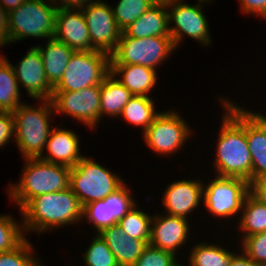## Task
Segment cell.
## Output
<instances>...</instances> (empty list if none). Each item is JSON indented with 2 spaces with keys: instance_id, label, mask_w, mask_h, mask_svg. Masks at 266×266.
<instances>
[{
  "instance_id": "e575fe53",
  "label": "cell",
  "mask_w": 266,
  "mask_h": 266,
  "mask_svg": "<svg viewBox=\"0 0 266 266\" xmlns=\"http://www.w3.org/2000/svg\"><path fill=\"white\" fill-rule=\"evenodd\" d=\"M177 259L174 253L148 244L133 266H179Z\"/></svg>"
},
{
  "instance_id": "f1b7e54d",
  "label": "cell",
  "mask_w": 266,
  "mask_h": 266,
  "mask_svg": "<svg viewBox=\"0 0 266 266\" xmlns=\"http://www.w3.org/2000/svg\"><path fill=\"white\" fill-rule=\"evenodd\" d=\"M154 103L152 97L133 95L122 109L119 119L121 117L129 125L141 127V132L143 133L161 112L155 108Z\"/></svg>"
},
{
  "instance_id": "3957f363",
  "label": "cell",
  "mask_w": 266,
  "mask_h": 266,
  "mask_svg": "<svg viewBox=\"0 0 266 266\" xmlns=\"http://www.w3.org/2000/svg\"><path fill=\"white\" fill-rule=\"evenodd\" d=\"M20 179L9 184L6 192L19 210L34 197L70 187L71 168L40 158H24Z\"/></svg>"
},
{
  "instance_id": "60d3db41",
  "label": "cell",
  "mask_w": 266,
  "mask_h": 266,
  "mask_svg": "<svg viewBox=\"0 0 266 266\" xmlns=\"http://www.w3.org/2000/svg\"><path fill=\"white\" fill-rule=\"evenodd\" d=\"M250 192L266 205V177L255 180L250 185Z\"/></svg>"
},
{
  "instance_id": "d4e9b609",
  "label": "cell",
  "mask_w": 266,
  "mask_h": 266,
  "mask_svg": "<svg viewBox=\"0 0 266 266\" xmlns=\"http://www.w3.org/2000/svg\"><path fill=\"white\" fill-rule=\"evenodd\" d=\"M132 97L133 94L109 73L101 83L100 120H104L103 116L119 118L122 109Z\"/></svg>"
},
{
  "instance_id": "6da1fadb",
  "label": "cell",
  "mask_w": 266,
  "mask_h": 266,
  "mask_svg": "<svg viewBox=\"0 0 266 266\" xmlns=\"http://www.w3.org/2000/svg\"><path fill=\"white\" fill-rule=\"evenodd\" d=\"M223 106L220 130L212 160L217 176L241 178L252 184V158L246 139V108L228 97H218Z\"/></svg>"
},
{
  "instance_id": "f6af8a7d",
  "label": "cell",
  "mask_w": 266,
  "mask_h": 266,
  "mask_svg": "<svg viewBox=\"0 0 266 266\" xmlns=\"http://www.w3.org/2000/svg\"><path fill=\"white\" fill-rule=\"evenodd\" d=\"M197 1L205 2V3H208V4H210L211 2H214V1H212V0H197Z\"/></svg>"
},
{
  "instance_id": "7c38bea8",
  "label": "cell",
  "mask_w": 266,
  "mask_h": 266,
  "mask_svg": "<svg viewBox=\"0 0 266 266\" xmlns=\"http://www.w3.org/2000/svg\"><path fill=\"white\" fill-rule=\"evenodd\" d=\"M101 85H92L78 91H53L51 99L55 114L66 115L97 130L100 122Z\"/></svg>"
},
{
  "instance_id": "d590c367",
  "label": "cell",
  "mask_w": 266,
  "mask_h": 266,
  "mask_svg": "<svg viewBox=\"0 0 266 266\" xmlns=\"http://www.w3.org/2000/svg\"><path fill=\"white\" fill-rule=\"evenodd\" d=\"M240 249L253 261L266 266V231L245 237Z\"/></svg>"
},
{
  "instance_id": "8992f818",
  "label": "cell",
  "mask_w": 266,
  "mask_h": 266,
  "mask_svg": "<svg viewBox=\"0 0 266 266\" xmlns=\"http://www.w3.org/2000/svg\"><path fill=\"white\" fill-rule=\"evenodd\" d=\"M175 50L171 36L134 38L122 32L116 50L110 55V65L135 64L157 70Z\"/></svg>"
},
{
  "instance_id": "52a82bcc",
  "label": "cell",
  "mask_w": 266,
  "mask_h": 266,
  "mask_svg": "<svg viewBox=\"0 0 266 266\" xmlns=\"http://www.w3.org/2000/svg\"><path fill=\"white\" fill-rule=\"evenodd\" d=\"M57 7L50 0H26L9 12L12 43L26 38L51 39L55 35Z\"/></svg>"
},
{
  "instance_id": "e0dca14e",
  "label": "cell",
  "mask_w": 266,
  "mask_h": 266,
  "mask_svg": "<svg viewBox=\"0 0 266 266\" xmlns=\"http://www.w3.org/2000/svg\"><path fill=\"white\" fill-rule=\"evenodd\" d=\"M162 214L159 212L153 214L149 244L178 256L180 249L187 245L189 238H192L189 219Z\"/></svg>"
},
{
  "instance_id": "44dd1931",
  "label": "cell",
  "mask_w": 266,
  "mask_h": 266,
  "mask_svg": "<svg viewBox=\"0 0 266 266\" xmlns=\"http://www.w3.org/2000/svg\"><path fill=\"white\" fill-rule=\"evenodd\" d=\"M98 235L106 242L119 266H133L148 245L126 235L118 224L104 228Z\"/></svg>"
},
{
  "instance_id": "484cf974",
  "label": "cell",
  "mask_w": 266,
  "mask_h": 266,
  "mask_svg": "<svg viewBox=\"0 0 266 266\" xmlns=\"http://www.w3.org/2000/svg\"><path fill=\"white\" fill-rule=\"evenodd\" d=\"M221 244L202 242L193 244L189 250L188 266H230L232 258L238 251L226 249Z\"/></svg>"
},
{
  "instance_id": "9c48e42d",
  "label": "cell",
  "mask_w": 266,
  "mask_h": 266,
  "mask_svg": "<svg viewBox=\"0 0 266 266\" xmlns=\"http://www.w3.org/2000/svg\"><path fill=\"white\" fill-rule=\"evenodd\" d=\"M189 123L175 110H161L142 138L152 152L160 156H172L186 146L194 134ZM189 138V139H188ZM185 145V146H184Z\"/></svg>"
},
{
  "instance_id": "4316f807",
  "label": "cell",
  "mask_w": 266,
  "mask_h": 266,
  "mask_svg": "<svg viewBox=\"0 0 266 266\" xmlns=\"http://www.w3.org/2000/svg\"><path fill=\"white\" fill-rule=\"evenodd\" d=\"M236 223L239 232L243 233L239 243L247 236L265 232L266 205L249 192Z\"/></svg>"
},
{
  "instance_id": "ac0fdd59",
  "label": "cell",
  "mask_w": 266,
  "mask_h": 266,
  "mask_svg": "<svg viewBox=\"0 0 266 266\" xmlns=\"http://www.w3.org/2000/svg\"><path fill=\"white\" fill-rule=\"evenodd\" d=\"M54 38L74 51L96 50L90 41L89 31L81 9H57Z\"/></svg>"
},
{
  "instance_id": "f546056e",
  "label": "cell",
  "mask_w": 266,
  "mask_h": 266,
  "mask_svg": "<svg viewBox=\"0 0 266 266\" xmlns=\"http://www.w3.org/2000/svg\"><path fill=\"white\" fill-rule=\"evenodd\" d=\"M139 208L140 206L137 203L117 224L126 235L143 240L149 244L153 214L145 213L146 210H143L144 208Z\"/></svg>"
},
{
  "instance_id": "d6986e66",
  "label": "cell",
  "mask_w": 266,
  "mask_h": 266,
  "mask_svg": "<svg viewBox=\"0 0 266 266\" xmlns=\"http://www.w3.org/2000/svg\"><path fill=\"white\" fill-rule=\"evenodd\" d=\"M76 133L72 129L63 128L61 124L59 127L54 125L46 142V153L39 158L50 163L74 167L85 156L80 151V137Z\"/></svg>"
},
{
  "instance_id": "8d00e7d4",
  "label": "cell",
  "mask_w": 266,
  "mask_h": 266,
  "mask_svg": "<svg viewBox=\"0 0 266 266\" xmlns=\"http://www.w3.org/2000/svg\"><path fill=\"white\" fill-rule=\"evenodd\" d=\"M15 139V126L13 113L0 111V148L3 149L10 141Z\"/></svg>"
},
{
  "instance_id": "7a4b0ae2",
  "label": "cell",
  "mask_w": 266,
  "mask_h": 266,
  "mask_svg": "<svg viewBox=\"0 0 266 266\" xmlns=\"http://www.w3.org/2000/svg\"><path fill=\"white\" fill-rule=\"evenodd\" d=\"M19 212L25 236L33 232L40 236L53 229L83 222V207L71 187L34 197Z\"/></svg>"
},
{
  "instance_id": "5b68a950",
  "label": "cell",
  "mask_w": 266,
  "mask_h": 266,
  "mask_svg": "<svg viewBox=\"0 0 266 266\" xmlns=\"http://www.w3.org/2000/svg\"><path fill=\"white\" fill-rule=\"evenodd\" d=\"M111 171L86 155L71 168L70 187L82 207L105 199L125 183L120 174Z\"/></svg>"
},
{
  "instance_id": "cb8c5ba5",
  "label": "cell",
  "mask_w": 266,
  "mask_h": 266,
  "mask_svg": "<svg viewBox=\"0 0 266 266\" xmlns=\"http://www.w3.org/2000/svg\"><path fill=\"white\" fill-rule=\"evenodd\" d=\"M123 32L134 38L170 36L167 6L154 4Z\"/></svg>"
},
{
  "instance_id": "2e32d148",
  "label": "cell",
  "mask_w": 266,
  "mask_h": 266,
  "mask_svg": "<svg viewBox=\"0 0 266 266\" xmlns=\"http://www.w3.org/2000/svg\"><path fill=\"white\" fill-rule=\"evenodd\" d=\"M198 179L184 178L168 184L161 195L164 213L190 219L191 213L202 207L204 179Z\"/></svg>"
},
{
  "instance_id": "83f0119b",
  "label": "cell",
  "mask_w": 266,
  "mask_h": 266,
  "mask_svg": "<svg viewBox=\"0 0 266 266\" xmlns=\"http://www.w3.org/2000/svg\"><path fill=\"white\" fill-rule=\"evenodd\" d=\"M20 91L12 63L6 55L0 54V111L13 112L19 105L25 103L21 102Z\"/></svg>"
},
{
  "instance_id": "5bb4252c",
  "label": "cell",
  "mask_w": 266,
  "mask_h": 266,
  "mask_svg": "<svg viewBox=\"0 0 266 266\" xmlns=\"http://www.w3.org/2000/svg\"><path fill=\"white\" fill-rule=\"evenodd\" d=\"M88 27L92 46L111 55L117 48L122 31L119 29L111 5L100 0L81 8Z\"/></svg>"
},
{
  "instance_id": "836d02e7",
  "label": "cell",
  "mask_w": 266,
  "mask_h": 266,
  "mask_svg": "<svg viewBox=\"0 0 266 266\" xmlns=\"http://www.w3.org/2000/svg\"><path fill=\"white\" fill-rule=\"evenodd\" d=\"M94 235L83 254L82 266H119L106 242L98 234Z\"/></svg>"
},
{
  "instance_id": "9a60e30c",
  "label": "cell",
  "mask_w": 266,
  "mask_h": 266,
  "mask_svg": "<svg viewBox=\"0 0 266 266\" xmlns=\"http://www.w3.org/2000/svg\"><path fill=\"white\" fill-rule=\"evenodd\" d=\"M19 88H24L28 97L37 100H51L53 87L49 84L40 51L36 46L27 50L26 55L13 66ZM35 99V100H34Z\"/></svg>"
},
{
  "instance_id": "4fadbf2b",
  "label": "cell",
  "mask_w": 266,
  "mask_h": 266,
  "mask_svg": "<svg viewBox=\"0 0 266 266\" xmlns=\"http://www.w3.org/2000/svg\"><path fill=\"white\" fill-rule=\"evenodd\" d=\"M133 190L124 183L118 190L105 199L93 201L83 207L84 223L87 220L94 228L95 234L104 228L117 224L136 204L132 197Z\"/></svg>"
},
{
  "instance_id": "1f68e13d",
  "label": "cell",
  "mask_w": 266,
  "mask_h": 266,
  "mask_svg": "<svg viewBox=\"0 0 266 266\" xmlns=\"http://www.w3.org/2000/svg\"><path fill=\"white\" fill-rule=\"evenodd\" d=\"M28 239L26 237L13 250L0 253V266H43L42 260L35 254L34 245Z\"/></svg>"
},
{
  "instance_id": "b9f144b4",
  "label": "cell",
  "mask_w": 266,
  "mask_h": 266,
  "mask_svg": "<svg viewBox=\"0 0 266 266\" xmlns=\"http://www.w3.org/2000/svg\"><path fill=\"white\" fill-rule=\"evenodd\" d=\"M230 266H262L248 257L242 250L239 251L230 263Z\"/></svg>"
},
{
  "instance_id": "ffe728a7",
  "label": "cell",
  "mask_w": 266,
  "mask_h": 266,
  "mask_svg": "<svg viewBox=\"0 0 266 266\" xmlns=\"http://www.w3.org/2000/svg\"><path fill=\"white\" fill-rule=\"evenodd\" d=\"M246 139L252 158V183L266 177V115L246 109Z\"/></svg>"
},
{
  "instance_id": "277c9868",
  "label": "cell",
  "mask_w": 266,
  "mask_h": 266,
  "mask_svg": "<svg viewBox=\"0 0 266 266\" xmlns=\"http://www.w3.org/2000/svg\"><path fill=\"white\" fill-rule=\"evenodd\" d=\"M19 105L12 113L15 126L17 149L24 158H39L45 152L46 142L51 134V117L56 116L51 100H37Z\"/></svg>"
},
{
  "instance_id": "7402d4cb",
  "label": "cell",
  "mask_w": 266,
  "mask_h": 266,
  "mask_svg": "<svg viewBox=\"0 0 266 266\" xmlns=\"http://www.w3.org/2000/svg\"><path fill=\"white\" fill-rule=\"evenodd\" d=\"M110 73L136 96L151 97L158 84L157 70L142 65H110Z\"/></svg>"
},
{
  "instance_id": "74e56055",
  "label": "cell",
  "mask_w": 266,
  "mask_h": 266,
  "mask_svg": "<svg viewBox=\"0 0 266 266\" xmlns=\"http://www.w3.org/2000/svg\"><path fill=\"white\" fill-rule=\"evenodd\" d=\"M243 14L256 15L266 20V0H238Z\"/></svg>"
},
{
  "instance_id": "8fae6325",
  "label": "cell",
  "mask_w": 266,
  "mask_h": 266,
  "mask_svg": "<svg viewBox=\"0 0 266 266\" xmlns=\"http://www.w3.org/2000/svg\"><path fill=\"white\" fill-rule=\"evenodd\" d=\"M194 4L179 0L167 6L170 36L176 49L183 44L185 35L197 43L199 42V45H203V47L213 45L211 44L213 41L210 36L208 18L203 12L204 6L208 3L197 1Z\"/></svg>"
},
{
  "instance_id": "f35d334b",
  "label": "cell",
  "mask_w": 266,
  "mask_h": 266,
  "mask_svg": "<svg viewBox=\"0 0 266 266\" xmlns=\"http://www.w3.org/2000/svg\"><path fill=\"white\" fill-rule=\"evenodd\" d=\"M9 12L0 4V49L12 44V38L9 32Z\"/></svg>"
},
{
  "instance_id": "30bf717a",
  "label": "cell",
  "mask_w": 266,
  "mask_h": 266,
  "mask_svg": "<svg viewBox=\"0 0 266 266\" xmlns=\"http://www.w3.org/2000/svg\"><path fill=\"white\" fill-rule=\"evenodd\" d=\"M109 73V54L99 50L75 51L53 91H78L92 85H101Z\"/></svg>"
},
{
  "instance_id": "603a6c76",
  "label": "cell",
  "mask_w": 266,
  "mask_h": 266,
  "mask_svg": "<svg viewBox=\"0 0 266 266\" xmlns=\"http://www.w3.org/2000/svg\"><path fill=\"white\" fill-rule=\"evenodd\" d=\"M44 65V72L49 84L54 88L62 79L68 62L75 52L65 43L55 39H47L44 45H35Z\"/></svg>"
},
{
  "instance_id": "7bdbcfd3",
  "label": "cell",
  "mask_w": 266,
  "mask_h": 266,
  "mask_svg": "<svg viewBox=\"0 0 266 266\" xmlns=\"http://www.w3.org/2000/svg\"><path fill=\"white\" fill-rule=\"evenodd\" d=\"M26 0H0L2 7L10 12L19 8Z\"/></svg>"
},
{
  "instance_id": "4dcf8cb0",
  "label": "cell",
  "mask_w": 266,
  "mask_h": 266,
  "mask_svg": "<svg viewBox=\"0 0 266 266\" xmlns=\"http://www.w3.org/2000/svg\"><path fill=\"white\" fill-rule=\"evenodd\" d=\"M154 4L151 0H119L115 7L111 6L115 21L123 32Z\"/></svg>"
},
{
  "instance_id": "d6a6232c",
  "label": "cell",
  "mask_w": 266,
  "mask_h": 266,
  "mask_svg": "<svg viewBox=\"0 0 266 266\" xmlns=\"http://www.w3.org/2000/svg\"><path fill=\"white\" fill-rule=\"evenodd\" d=\"M10 214H0V253L13 250L25 238L22 220L14 219Z\"/></svg>"
},
{
  "instance_id": "ba28073f",
  "label": "cell",
  "mask_w": 266,
  "mask_h": 266,
  "mask_svg": "<svg viewBox=\"0 0 266 266\" xmlns=\"http://www.w3.org/2000/svg\"><path fill=\"white\" fill-rule=\"evenodd\" d=\"M250 192V184L236 177L214 176L203 183L202 204L206 212L216 219H235L239 217L245 198Z\"/></svg>"
},
{
  "instance_id": "ab89813d",
  "label": "cell",
  "mask_w": 266,
  "mask_h": 266,
  "mask_svg": "<svg viewBox=\"0 0 266 266\" xmlns=\"http://www.w3.org/2000/svg\"><path fill=\"white\" fill-rule=\"evenodd\" d=\"M57 9H81L100 0H50Z\"/></svg>"
},
{
  "instance_id": "ee69618b",
  "label": "cell",
  "mask_w": 266,
  "mask_h": 266,
  "mask_svg": "<svg viewBox=\"0 0 266 266\" xmlns=\"http://www.w3.org/2000/svg\"><path fill=\"white\" fill-rule=\"evenodd\" d=\"M153 4L155 5H164V6H168L172 3H174L175 1H179V0H151Z\"/></svg>"
}]
</instances>
